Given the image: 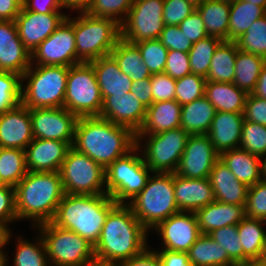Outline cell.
I'll return each mask as SVG.
<instances>
[{
	"label": "cell",
	"instance_id": "cell-1",
	"mask_svg": "<svg viewBox=\"0 0 266 266\" xmlns=\"http://www.w3.org/2000/svg\"><path fill=\"white\" fill-rule=\"evenodd\" d=\"M149 231L127 204H116L108 213L94 245L95 257L116 263L128 260L150 245Z\"/></svg>",
	"mask_w": 266,
	"mask_h": 266
},
{
	"label": "cell",
	"instance_id": "cell-2",
	"mask_svg": "<svg viewBox=\"0 0 266 266\" xmlns=\"http://www.w3.org/2000/svg\"><path fill=\"white\" fill-rule=\"evenodd\" d=\"M136 146V134L128 127L100 117H80L73 148L106 169Z\"/></svg>",
	"mask_w": 266,
	"mask_h": 266
},
{
	"label": "cell",
	"instance_id": "cell-3",
	"mask_svg": "<svg viewBox=\"0 0 266 266\" xmlns=\"http://www.w3.org/2000/svg\"><path fill=\"white\" fill-rule=\"evenodd\" d=\"M14 189L17 225L26 220L30 228L51 222L65 195L59 172L28 171Z\"/></svg>",
	"mask_w": 266,
	"mask_h": 266
},
{
	"label": "cell",
	"instance_id": "cell-4",
	"mask_svg": "<svg viewBox=\"0 0 266 266\" xmlns=\"http://www.w3.org/2000/svg\"><path fill=\"white\" fill-rule=\"evenodd\" d=\"M116 204L107 194L65 193L51 222L60 228L76 232L95 245L109 211Z\"/></svg>",
	"mask_w": 266,
	"mask_h": 266
},
{
	"label": "cell",
	"instance_id": "cell-5",
	"mask_svg": "<svg viewBox=\"0 0 266 266\" xmlns=\"http://www.w3.org/2000/svg\"><path fill=\"white\" fill-rule=\"evenodd\" d=\"M127 205L149 232L180 212L174 196V173H152L146 186Z\"/></svg>",
	"mask_w": 266,
	"mask_h": 266
},
{
	"label": "cell",
	"instance_id": "cell-6",
	"mask_svg": "<svg viewBox=\"0 0 266 266\" xmlns=\"http://www.w3.org/2000/svg\"><path fill=\"white\" fill-rule=\"evenodd\" d=\"M69 67L30 65L22 75L21 103L29 109L64 107Z\"/></svg>",
	"mask_w": 266,
	"mask_h": 266
},
{
	"label": "cell",
	"instance_id": "cell-7",
	"mask_svg": "<svg viewBox=\"0 0 266 266\" xmlns=\"http://www.w3.org/2000/svg\"><path fill=\"white\" fill-rule=\"evenodd\" d=\"M74 35L77 57L83 63H89L110 55L121 38V28L113 19L75 12Z\"/></svg>",
	"mask_w": 266,
	"mask_h": 266
},
{
	"label": "cell",
	"instance_id": "cell-8",
	"mask_svg": "<svg viewBox=\"0 0 266 266\" xmlns=\"http://www.w3.org/2000/svg\"><path fill=\"white\" fill-rule=\"evenodd\" d=\"M106 194L117 204H127L146 186L153 173L137 146L106 169Z\"/></svg>",
	"mask_w": 266,
	"mask_h": 266
},
{
	"label": "cell",
	"instance_id": "cell-9",
	"mask_svg": "<svg viewBox=\"0 0 266 266\" xmlns=\"http://www.w3.org/2000/svg\"><path fill=\"white\" fill-rule=\"evenodd\" d=\"M35 229L43 238L50 266H83L95 257L94 245L74 231L52 222L39 224Z\"/></svg>",
	"mask_w": 266,
	"mask_h": 266
},
{
	"label": "cell",
	"instance_id": "cell-10",
	"mask_svg": "<svg viewBox=\"0 0 266 266\" xmlns=\"http://www.w3.org/2000/svg\"><path fill=\"white\" fill-rule=\"evenodd\" d=\"M188 137L180 127L158 134L136 135V146L153 173H175Z\"/></svg>",
	"mask_w": 266,
	"mask_h": 266
},
{
	"label": "cell",
	"instance_id": "cell-11",
	"mask_svg": "<svg viewBox=\"0 0 266 266\" xmlns=\"http://www.w3.org/2000/svg\"><path fill=\"white\" fill-rule=\"evenodd\" d=\"M102 95L90 63L69 67L64 108L80 117H99Z\"/></svg>",
	"mask_w": 266,
	"mask_h": 266
},
{
	"label": "cell",
	"instance_id": "cell-12",
	"mask_svg": "<svg viewBox=\"0 0 266 266\" xmlns=\"http://www.w3.org/2000/svg\"><path fill=\"white\" fill-rule=\"evenodd\" d=\"M59 173L66 194H106L105 169L73 147L67 152Z\"/></svg>",
	"mask_w": 266,
	"mask_h": 266
},
{
	"label": "cell",
	"instance_id": "cell-13",
	"mask_svg": "<svg viewBox=\"0 0 266 266\" xmlns=\"http://www.w3.org/2000/svg\"><path fill=\"white\" fill-rule=\"evenodd\" d=\"M83 63L76 52L74 35V13L31 53L32 65L44 66H74Z\"/></svg>",
	"mask_w": 266,
	"mask_h": 266
},
{
	"label": "cell",
	"instance_id": "cell-14",
	"mask_svg": "<svg viewBox=\"0 0 266 266\" xmlns=\"http://www.w3.org/2000/svg\"><path fill=\"white\" fill-rule=\"evenodd\" d=\"M163 9L164 0H134L120 25L121 38L133 44L159 39L165 27Z\"/></svg>",
	"mask_w": 266,
	"mask_h": 266
},
{
	"label": "cell",
	"instance_id": "cell-15",
	"mask_svg": "<svg viewBox=\"0 0 266 266\" xmlns=\"http://www.w3.org/2000/svg\"><path fill=\"white\" fill-rule=\"evenodd\" d=\"M149 234L151 243V237L154 236L160 241L158 245L155 242L153 249L177 252H187L201 235L195 212L186 211H180L163 220Z\"/></svg>",
	"mask_w": 266,
	"mask_h": 266
},
{
	"label": "cell",
	"instance_id": "cell-16",
	"mask_svg": "<svg viewBox=\"0 0 266 266\" xmlns=\"http://www.w3.org/2000/svg\"><path fill=\"white\" fill-rule=\"evenodd\" d=\"M34 138L59 140L73 146L78 117L66 108L30 109Z\"/></svg>",
	"mask_w": 266,
	"mask_h": 266
},
{
	"label": "cell",
	"instance_id": "cell-17",
	"mask_svg": "<svg viewBox=\"0 0 266 266\" xmlns=\"http://www.w3.org/2000/svg\"><path fill=\"white\" fill-rule=\"evenodd\" d=\"M219 159L207 134L189 135L175 174L184 178H208Z\"/></svg>",
	"mask_w": 266,
	"mask_h": 266
},
{
	"label": "cell",
	"instance_id": "cell-18",
	"mask_svg": "<svg viewBox=\"0 0 266 266\" xmlns=\"http://www.w3.org/2000/svg\"><path fill=\"white\" fill-rule=\"evenodd\" d=\"M146 112L147 108L133 93L128 92L125 95L105 97L99 117L128 127L137 134L145 122Z\"/></svg>",
	"mask_w": 266,
	"mask_h": 266
},
{
	"label": "cell",
	"instance_id": "cell-19",
	"mask_svg": "<svg viewBox=\"0 0 266 266\" xmlns=\"http://www.w3.org/2000/svg\"><path fill=\"white\" fill-rule=\"evenodd\" d=\"M68 14H39L25 10L23 7L16 17L18 35L25 48L33 50L47 39L67 18Z\"/></svg>",
	"mask_w": 266,
	"mask_h": 266
},
{
	"label": "cell",
	"instance_id": "cell-20",
	"mask_svg": "<svg viewBox=\"0 0 266 266\" xmlns=\"http://www.w3.org/2000/svg\"><path fill=\"white\" fill-rule=\"evenodd\" d=\"M31 65V53L19 38L15 21L0 20V71L23 75Z\"/></svg>",
	"mask_w": 266,
	"mask_h": 266
},
{
	"label": "cell",
	"instance_id": "cell-21",
	"mask_svg": "<svg viewBox=\"0 0 266 266\" xmlns=\"http://www.w3.org/2000/svg\"><path fill=\"white\" fill-rule=\"evenodd\" d=\"M30 230L29 232L34 230V235H30L33 237L29 238L18 231L16 234L14 231H6L7 246L14 243L12 251L11 248H7V266H50L42 236L35 228Z\"/></svg>",
	"mask_w": 266,
	"mask_h": 266
},
{
	"label": "cell",
	"instance_id": "cell-22",
	"mask_svg": "<svg viewBox=\"0 0 266 266\" xmlns=\"http://www.w3.org/2000/svg\"><path fill=\"white\" fill-rule=\"evenodd\" d=\"M34 139L30 109L19 103L0 115V147L25 148Z\"/></svg>",
	"mask_w": 266,
	"mask_h": 266
},
{
	"label": "cell",
	"instance_id": "cell-23",
	"mask_svg": "<svg viewBox=\"0 0 266 266\" xmlns=\"http://www.w3.org/2000/svg\"><path fill=\"white\" fill-rule=\"evenodd\" d=\"M68 142L34 138L25 148L26 167L33 172H59L67 152Z\"/></svg>",
	"mask_w": 266,
	"mask_h": 266
},
{
	"label": "cell",
	"instance_id": "cell-24",
	"mask_svg": "<svg viewBox=\"0 0 266 266\" xmlns=\"http://www.w3.org/2000/svg\"><path fill=\"white\" fill-rule=\"evenodd\" d=\"M174 196L180 211L196 212L215 201L209 178H184L174 173Z\"/></svg>",
	"mask_w": 266,
	"mask_h": 266
},
{
	"label": "cell",
	"instance_id": "cell-25",
	"mask_svg": "<svg viewBox=\"0 0 266 266\" xmlns=\"http://www.w3.org/2000/svg\"><path fill=\"white\" fill-rule=\"evenodd\" d=\"M243 122V112H216L207 135L219 155L239 148Z\"/></svg>",
	"mask_w": 266,
	"mask_h": 266
},
{
	"label": "cell",
	"instance_id": "cell-26",
	"mask_svg": "<svg viewBox=\"0 0 266 266\" xmlns=\"http://www.w3.org/2000/svg\"><path fill=\"white\" fill-rule=\"evenodd\" d=\"M208 178L214 191L215 200L246 206L249 187L240 182L220 159L215 162Z\"/></svg>",
	"mask_w": 266,
	"mask_h": 266
},
{
	"label": "cell",
	"instance_id": "cell-27",
	"mask_svg": "<svg viewBox=\"0 0 266 266\" xmlns=\"http://www.w3.org/2000/svg\"><path fill=\"white\" fill-rule=\"evenodd\" d=\"M201 234L215 229L237 225L246 215L245 206L213 201L195 212Z\"/></svg>",
	"mask_w": 266,
	"mask_h": 266
},
{
	"label": "cell",
	"instance_id": "cell-28",
	"mask_svg": "<svg viewBox=\"0 0 266 266\" xmlns=\"http://www.w3.org/2000/svg\"><path fill=\"white\" fill-rule=\"evenodd\" d=\"M94 70L102 98L111 95H125L130 92L132 80L118 67L111 55L100 57L89 62Z\"/></svg>",
	"mask_w": 266,
	"mask_h": 266
},
{
	"label": "cell",
	"instance_id": "cell-29",
	"mask_svg": "<svg viewBox=\"0 0 266 266\" xmlns=\"http://www.w3.org/2000/svg\"><path fill=\"white\" fill-rule=\"evenodd\" d=\"M181 108L176 100L152 103L147 108L145 122L136 135H152L180 128Z\"/></svg>",
	"mask_w": 266,
	"mask_h": 266
},
{
	"label": "cell",
	"instance_id": "cell-30",
	"mask_svg": "<svg viewBox=\"0 0 266 266\" xmlns=\"http://www.w3.org/2000/svg\"><path fill=\"white\" fill-rule=\"evenodd\" d=\"M219 159L248 187L262 180L261 158L246 150L236 148L224 151L219 155Z\"/></svg>",
	"mask_w": 266,
	"mask_h": 266
},
{
	"label": "cell",
	"instance_id": "cell-31",
	"mask_svg": "<svg viewBox=\"0 0 266 266\" xmlns=\"http://www.w3.org/2000/svg\"><path fill=\"white\" fill-rule=\"evenodd\" d=\"M216 112L215 107L204 95L182 105L180 127L189 135L207 134Z\"/></svg>",
	"mask_w": 266,
	"mask_h": 266
},
{
	"label": "cell",
	"instance_id": "cell-32",
	"mask_svg": "<svg viewBox=\"0 0 266 266\" xmlns=\"http://www.w3.org/2000/svg\"><path fill=\"white\" fill-rule=\"evenodd\" d=\"M187 255L193 266H238L209 234H201Z\"/></svg>",
	"mask_w": 266,
	"mask_h": 266
},
{
	"label": "cell",
	"instance_id": "cell-33",
	"mask_svg": "<svg viewBox=\"0 0 266 266\" xmlns=\"http://www.w3.org/2000/svg\"><path fill=\"white\" fill-rule=\"evenodd\" d=\"M247 93L233 83L206 82L205 96L216 111L243 112Z\"/></svg>",
	"mask_w": 266,
	"mask_h": 266
},
{
	"label": "cell",
	"instance_id": "cell-34",
	"mask_svg": "<svg viewBox=\"0 0 266 266\" xmlns=\"http://www.w3.org/2000/svg\"><path fill=\"white\" fill-rule=\"evenodd\" d=\"M238 234L244 252V265L264 258V236L266 221L246 216L237 224Z\"/></svg>",
	"mask_w": 266,
	"mask_h": 266
},
{
	"label": "cell",
	"instance_id": "cell-35",
	"mask_svg": "<svg viewBox=\"0 0 266 266\" xmlns=\"http://www.w3.org/2000/svg\"><path fill=\"white\" fill-rule=\"evenodd\" d=\"M235 41H222L213 53L206 82L233 83L238 52Z\"/></svg>",
	"mask_w": 266,
	"mask_h": 266
},
{
	"label": "cell",
	"instance_id": "cell-36",
	"mask_svg": "<svg viewBox=\"0 0 266 266\" xmlns=\"http://www.w3.org/2000/svg\"><path fill=\"white\" fill-rule=\"evenodd\" d=\"M110 55L118 63V67L132 81L143 80L151 77L149 69L142 60L139 48L120 38Z\"/></svg>",
	"mask_w": 266,
	"mask_h": 266
},
{
	"label": "cell",
	"instance_id": "cell-37",
	"mask_svg": "<svg viewBox=\"0 0 266 266\" xmlns=\"http://www.w3.org/2000/svg\"><path fill=\"white\" fill-rule=\"evenodd\" d=\"M196 10L203 19L208 36L228 41L230 4L219 0H205Z\"/></svg>",
	"mask_w": 266,
	"mask_h": 266
},
{
	"label": "cell",
	"instance_id": "cell-38",
	"mask_svg": "<svg viewBox=\"0 0 266 266\" xmlns=\"http://www.w3.org/2000/svg\"><path fill=\"white\" fill-rule=\"evenodd\" d=\"M265 61L261 56L238 49L233 84L250 94L258 82Z\"/></svg>",
	"mask_w": 266,
	"mask_h": 266
},
{
	"label": "cell",
	"instance_id": "cell-39",
	"mask_svg": "<svg viewBox=\"0 0 266 266\" xmlns=\"http://www.w3.org/2000/svg\"><path fill=\"white\" fill-rule=\"evenodd\" d=\"M264 15H266V10L263 7L250 2L238 0L230 4L228 41H235L248 30L254 21Z\"/></svg>",
	"mask_w": 266,
	"mask_h": 266
},
{
	"label": "cell",
	"instance_id": "cell-40",
	"mask_svg": "<svg viewBox=\"0 0 266 266\" xmlns=\"http://www.w3.org/2000/svg\"><path fill=\"white\" fill-rule=\"evenodd\" d=\"M27 172L25 150L0 147V185L15 187Z\"/></svg>",
	"mask_w": 266,
	"mask_h": 266
},
{
	"label": "cell",
	"instance_id": "cell-41",
	"mask_svg": "<svg viewBox=\"0 0 266 266\" xmlns=\"http://www.w3.org/2000/svg\"><path fill=\"white\" fill-rule=\"evenodd\" d=\"M221 42L217 37L207 36L193 43L188 53L191 73L207 77L213 53Z\"/></svg>",
	"mask_w": 266,
	"mask_h": 266
},
{
	"label": "cell",
	"instance_id": "cell-42",
	"mask_svg": "<svg viewBox=\"0 0 266 266\" xmlns=\"http://www.w3.org/2000/svg\"><path fill=\"white\" fill-rule=\"evenodd\" d=\"M235 42L243 52L256 54L266 59V15L254 21Z\"/></svg>",
	"mask_w": 266,
	"mask_h": 266
},
{
	"label": "cell",
	"instance_id": "cell-43",
	"mask_svg": "<svg viewBox=\"0 0 266 266\" xmlns=\"http://www.w3.org/2000/svg\"><path fill=\"white\" fill-rule=\"evenodd\" d=\"M22 76L0 71V115L21 103Z\"/></svg>",
	"mask_w": 266,
	"mask_h": 266
},
{
	"label": "cell",
	"instance_id": "cell-44",
	"mask_svg": "<svg viewBox=\"0 0 266 266\" xmlns=\"http://www.w3.org/2000/svg\"><path fill=\"white\" fill-rule=\"evenodd\" d=\"M209 236L221 244L222 249H225L229 257L238 265L244 266V252L238 234L237 225H230L213 230Z\"/></svg>",
	"mask_w": 266,
	"mask_h": 266
},
{
	"label": "cell",
	"instance_id": "cell-45",
	"mask_svg": "<svg viewBox=\"0 0 266 266\" xmlns=\"http://www.w3.org/2000/svg\"><path fill=\"white\" fill-rule=\"evenodd\" d=\"M141 53V57L151 74L163 73L168 49L163 46L159 39H151L135 44Z\"/></svg>",
	"mask_w": 266,
	"mask_h": 266
},
{
	"label": "cell",
	"instance_id": "cell-46",
	"mask_svg": "<svg viewBox=\"0 0 266 266\" xmlns=\"http://www.w3.org/2000/svg\"><path fill=\"white\" fill-rule=\"evenodd\" d=\"M134 0H93L86 11L91 16L110 18L122 24Z\"/></svg>",
	"mask_w": 266,
	"mask_h": 266
},
{
	"label": "cell",
	"instance_id": "cell-47",
	"mask_svg": "<svg viewBox=\"0 0 266 266\" xmlns=\"http://www.w3.org/2000/svg\"><path fill=\"white\" fill-rule=\"evenodd\" d=\"M239 148L260 158L266 155V126L244 120Z\"/></svg>",
	"mask_w": 266,
	"mask_h": 266
},
{
	"label": "cell",
	"instance_id": "cell-48",
	"mask_svg": "<svg viewBox=\"0 0 266 266\" xmlns=\"http://www.w3.org/2000/svg\"><path fill=\"white\" fill-rule=\"evenodd\" d=\"M206 78L194 73L176 79L175 100L182 106L205 95Z\"/></svg>",
	"mask_w": 266,
	"mask_h": 266
},
{
	"label": "cell",
	"instance_id": "cell-49",
	"mask_svg": "<svg viewBox=\"0 0 266 266\" xmlns=\"http://www.w3.org/2000/svg\"><path fill=\"white\" fill-rule=\"evenodd\" d=\"M247 218L266 221V182L261 180L249 186L245 206Z\"/></svg>",
	"mask_w": 266,
	"mask_h": 266
},
{
	"label": "cell",
	"instance_id": "cell-50",
	"mask_svg": "<svg viewBox=\"0 0 266 266\" xmlns=\"http://www.w3.org/2000/svg\"><path fill=\"white\" fill-rule=\"evenodd\" d=\"M17 222L15 189L12 186L0 185V225L6 231H15L13 228L18 227L15 224Z\"/></svg>",
	"mask_w": 266,
	"mask_h": 266
},
{
	"label": "cell",
	"instance_id": "cell-51",
	"mask_svg": "<svg viewBox=\"0 0 266 266\" xmlns=\"http://www.w3.org/2000/svg\"><path fill=\"white\" fill-rule=\"evenodd\" d=\"M196 10L187 0H164L163 19L165 25H179Z\"/></svg>",
	"mask_w": 266,
	"mask_h": 266
},
{
	"label": "cell",
	"instance_id": "cell-52",
	"mask_svg": "<svg viewBox=\"0 0 266 266\" xmlns=\"http://www.w3.org/2000/svg\"><path fill=\"white\" fill-rule=\"evenodd\" d=\"M150 83L152 87V103L175 100L176 80L165 72L152 74Z\"/></svg>",
	"mask_w": 266,
	"mask_h": 266
},
{
	"label": "cell",
	"instance_id": "cell-53",
	"mask_svg": "<svg viewBox=\"0 0 266 266\" xmlns=\"http://www.w3.org/2000/svg\"><path fill=\"white\" fill-rule=\"evenodd\" d=\"M159 40L168 50L183 51L189 53L193 43L181 31L178 25H165Z\"/></svg>",
	"mask_w": 266,
	"mask_h": 266
},
{
	"label": "cell",
	"instance_id": "cell-54",
	"mask_svg": "<svg viewBox=\"0 0 266 266\" xmlns=\"http://www.w3.org/2000/svg\"><path fill=\"white\" fill-rule=\"evenodd\" d=\"M164 72L173 79H179L191 73L189 55L183 51L168 50Z\"/></svg>",
	"mask_w": 266,
	"mask_h": 266
},
{
	"label": "cell",
	"instance_id": "cell-55",
	"mask_svg": "<svg viewBox=\"0 0 266 266\" xmlns=\"http://www.w3.org/2000/svg\"><path fill=\"white\" fill-rule=\"evenodd\" d=\"M243 116L245 121L258 123L266 126V99L252 95H247Z\"/></svg>",
	"mask_w": 266,
	"mask_h": 266
},
{
	"label": "cell",
	"instance_id": "cell-56",
	"mask_svg": "<svg viewBox=\"0 0 266 266\" xmlns=\"http://www.w3.org/2000/svg\"><path fill=\"white\" fill-rule=\"evenodd\" d=\"M178 26L192 43L198 42L208 36L203 19L197 10L183 20Z\"/></svg>",
	"mask_w": 266,
	"mask_h": 266
},
{
	"label": "cell",
	"instance_id": "cell-57",
	"mask_svg": "<svg viewBox=\"0 0 266 266\" xmlns=\"http://www.w3.org/2000/svg\"><path fill=\"white\" fill-rule=\"evenodd\" d=\"M22 7L39 14H68L62 0H22Z\"/></svg>",
	"mask_w": 266,
	"mask_h": 266
},
{
	"label": "cell",
	"instance_id": "cell-58",
	"mask_svg": "<svg viewBox=\"0 0 266 266\" xmlns=\"http://www.w3.org/2000/svg\"><path fill=\"white\" fill-rule=\"evenodd\" d=\"M150 245L140 254L118 263L119 266H162L158 252Z\"/></svg>",
	"mask_w": 266,
	"mask_h": 266
},
{
	"label": "cell",
	"instance_id": "cell-59",
	"mask_svg": "<svg viewBox=\"0 0 266 266\" xmlns=\"http://www.w3.org/2000/svg\"><path fill=\"white\" fill-rule=\"evenodd\" d=\"M162 262V266H193L188 259L187 252L155 249Z\"/></svg>",
	"mask_w": 266,
	"mask_h": 266
},
{
	"label": "cell",
	"instance_id": "cell-60",
	"mask_svg": "<svg viewBox=\"0 0 266 266\" xmlns=\"http://www.w3.org/2000/svg\"><path fill=\"white\" fill-rule=\"evenodd\" d=\"M130 92L133 93L146 108L152 104V87L150 78L132 81Z\"/></svg>",
	"mask_w": 266,
	"mask_h": 266
},
{
	"label": "cell",
	"instance_id": "cell-61",
	"mask_svg": "<svg viewBox=\"0 0 266 266\" xmlns=\"http://www.w3.org/2000/svg\"><path fill=\"white\" fill-rule=\"evenodd\" d=\"M22 8V0H0V20L14 21Z\"/></svg>",
	"mask_w": 266,
	"mask_h": 266
},
{
	"label": "cell",
	"instance_id": "cell-62",
	"mask_svg": "<svg viewBox=\"0 0 266 266\" xmlns=\"http://www.w3.org/2000/svg\"><path fill=\"white\" fill-rule=\"evenodd\" d=\"M93 0H62L65 11L70 14L74 12H86Z\"/></svg>",
	"mask_w": 266,
	"mask_h": 266
},
{
	"label": "cell",
	"instance_id": "cell-63",
	"mask_svg": "<svg viewBox=\"0 0 266 266\" xmlns=\"http://www.w3.org/2000/svg\"><path fill=\"white\" fill-rule=\"evenodd\" d=\"M252 95L266 99V61L262 67L258 82L255 84Z\"/></svg>",
	"mask_w": 266,
	"mask_h": 266
},
{
	"label": "cell",
	"instance_id": "cell-64",
	"mask_svg": "<svg viewBox=\"0 0 266 266\" xmlns=\"http://www.w3.org/2000/svg\"><path fill=\"white\" fill-rule=\"evenodd\" d=\"M83 266H119V265L116 262L102 260L97 257H94L91 260L87 261Z\"/></svg>",
	"mask_w": 266,
	"mask_h": 266
},
{
	"label": "cell",
	"instance_id": "cell-65",
	"mask_svg": "<svg viewBox=\"0 0 266 266\" xmlns=\"http://www.w3.org/2000/svg\"><path fill=\"white\" fill-rule=\"evenodd\" d=\"M7 248L5 234V237L0 240V266H7Z\"/></svg>",
	"mask_w": 266,
	"mask_h": 266
},
{
	"label": "cell",
	"instance_id": "cell-66",
	"mask_svg": "<svg viewBox=\"0 0 266 266\" xmlns=\"http://www.w3.org/2000/svg\"><path fill=\"white\" fill-rule=\"evenodd\" d=\"M261 177L266 182V155L261 157Z\"/></svg>",
	"mask_w": 266,
	"mask_h": 266
},
{
	"label": "cell",
	"instance_id": "cell-67",
	"mask_svg": "<svg viewBox=\"0 0 266 266\" xmlns=\"http://www.w3.org/2000/svg\"><path fill=\"white\" fill-rule=\"evenodd\" d=\"M244 266H266V258L250 261L248 264H245Z\"/></svg>",
	"mask_w": 266,
	"mask_h": 266
},
{
	"label": "cell",
	"instance_id": "cell-68",
	"mask_svg": "<svg viewBox=\"0 0 266 266\" xmlns=\"http://www.w3.org/2000/svg\"><path fill=\"white\" fill-rule=\"evenodd\" d=\"M240 1L250 2L257 6L263 7L266 10V0H240Z\"/></svg>",
	"mask_w": 266,
	"mask_h": 266
},
{
	"label": "cell",
	"instance_id": "cell-69",
	"mask_svg": "<svg viewBox=\"0 0 266 266\" xmlns=\"http://www.w3.org/2000/svg\"><path fill=\"white\" fill-rule=\"evenodd\" d=\"M189 3H191L194 7L200 6L205 0H187Z\"/></svg>",
	"mask_w": 266,
	"mask_h": 266
},
{
	"label": "cell",
	"instance_id": "cell-70",
	"mask_svg": "<svg viewBox=\"0 0 266 266\" xmlns=\"http://www.w3.org/2000/svg\"><path fill=\"white\" fill-rule=\"evenodd\" d=\"M6 230L0 225V240L5 237Z\"/></svg>",
	"mask_w": 266,
	"mask_h": 266
},
{
	"label": "cell",
	"instance_id": "cell-71",
	"mask_svg": "<svg viewBox=\"0 0 266 266\" xmlns=\"http://www.w3.org/2000/svg\"><path fill=\"white\" fill-rule=\"evenodd\" d=\"M263 251H264V258H266V228H265V236H264V247H263Z\"/></svg>",
	"mask_w": 266,
	"mask_h": 266
},
{
	"label": "cell",
	"instance_id": "cell-72",
	"mask_svg": "<svg viewBox=\"0 0 266 266\" xmlns=\"http://www.w3.org/2000/svg\"><path fill=\"white\" fill-rule=\"evenodd\" d=\"M219 1H222V2L228 3V4H233V3H236L238 0H219Z\"/></svg>",
	"mask_w": 266,
	"mask_h": 266
}]
</instances>
